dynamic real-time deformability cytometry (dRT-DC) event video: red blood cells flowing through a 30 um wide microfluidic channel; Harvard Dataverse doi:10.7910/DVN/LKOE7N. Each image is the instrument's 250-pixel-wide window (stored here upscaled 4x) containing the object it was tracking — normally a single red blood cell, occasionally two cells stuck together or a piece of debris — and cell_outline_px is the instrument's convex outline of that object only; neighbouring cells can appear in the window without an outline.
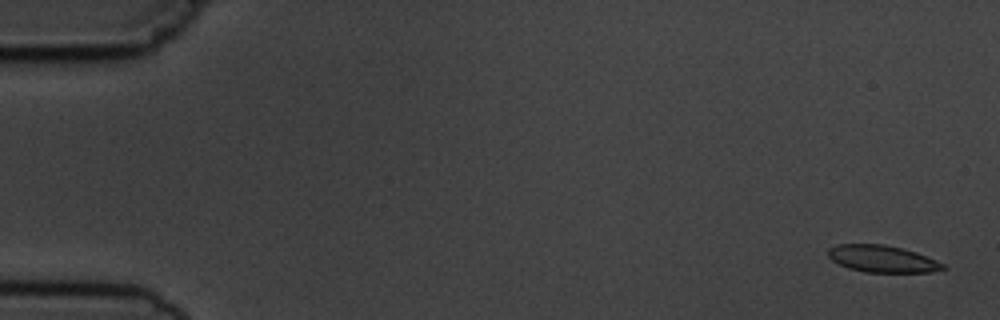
{"species": "common noctule bat (a hibernating species)", "species_latin": "Nyctalus noctula", "temperature_condition": "cold", "stored_images_in_passage": 5, "camera_frame_rate_fps": 3000, "um_per_image_px": 0.085, "animal": {"sex": "male", "body_mass_g": 19.5, "forearm_length_mm": 54.6}, "frame": {"image": 1, "passage_image": 1, "time_ms": 0.0, "image_size_px": [1000, 320], "cell_outline_px": [[948, 268], [932, 272], [864, 272], [848, 268], [832, 260], [828, 256], [828, 248], [836, 244], [884, 244], [916, 252], [936, 260], [944, 264]], "centroid_in_image_um": [74.99, 22.0], "position_along_channel_um": 10.0, "area_um2": 18.03}}
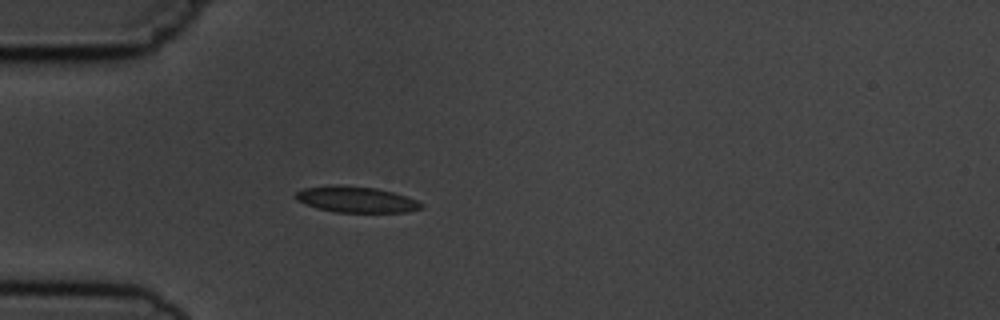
{"frame": {"image": 2, "passage_image": 5, "time_ms": 4.667, "image_size_px": [1000, 320], "cell_outline_px": [[424, 204], [420, 208], [408, 212], [336, 212], [316, 208], [304, 204], [296, 200], [296, 192], [304, 188], [336, 184], [376, 188], [392, 192], [416, 200]], "centroid_in_image_um": [30.23, 16.95], "position_along_channel_um": 54.8, "area_um2": 18.96}}